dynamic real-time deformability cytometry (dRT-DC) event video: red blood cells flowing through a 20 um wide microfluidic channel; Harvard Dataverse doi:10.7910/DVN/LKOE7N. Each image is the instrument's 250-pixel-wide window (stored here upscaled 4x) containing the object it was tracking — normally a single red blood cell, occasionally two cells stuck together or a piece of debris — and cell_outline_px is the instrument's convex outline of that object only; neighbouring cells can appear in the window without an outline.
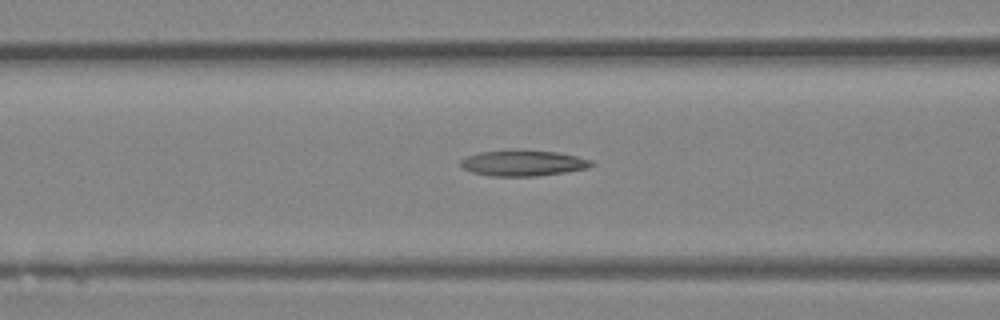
{"species": "Egyptian fruit bat (a non-hibernating species)", "species_latin": "Rousettus aegyptiacus", "temperature_condition": "room temperature", "stored_images_in_passage": 32, "camera_frame_rate_fps": 3000, "um_per_image_px": 0.085, "animal": {"sex": "female"}, "frame": {"image": 1, "passage_image": 16, "time_ms": 5.0, "image_size_px": [1000, 320], "cell_outline_px": [[596, 164], [588, 168], [564, 172], [536, 176], [492, 176], [472, 172], [464, 168], [460, 164], [460, 160], [468, 156], [480, 152], [556, 152], [576, 156], [592, 160]], "centroid_in_image_um": [44.5, 13.9], "position_along_channel_um": 122.1, "area_um2": 18.84}}
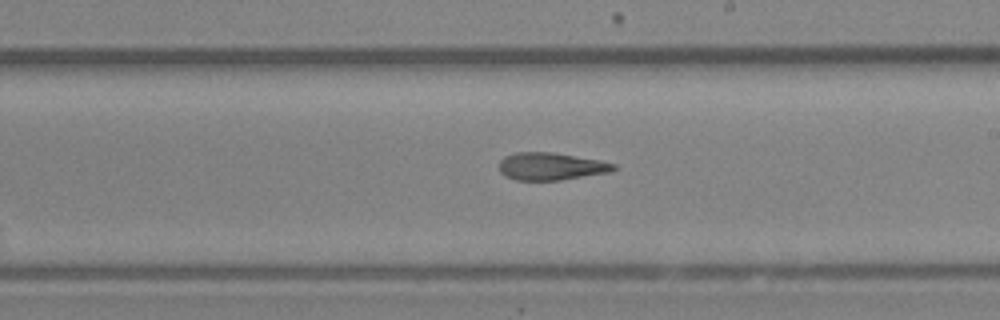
{"frame": {"image": 2, "passage_image": 23, "time_ms": 7.333, "image_size_px": [1000, 320], "cell_outline_px": [[616, 168], [612, 172], [560, 180], [516, 180], [504, 176], [500, 172], [500, 160], [504, 156], [516, 152], [552, 152], [600, 160], [616, 164]], "centroid_in_image_um": [46.84, 14.14], "position_along_channel_um": 242.2, "area_um2": 18.44}}
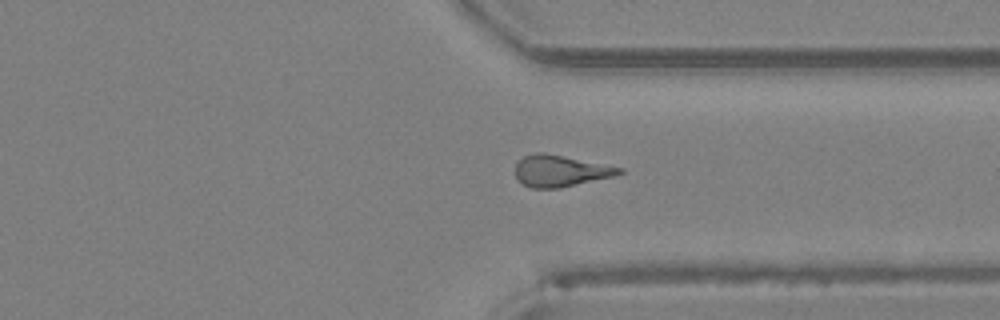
{"frame": {"image": 3, "passage_image": 30, "time_ms": 9.667, "image_size_px": [1000, 320], "cell_outline_px": [[624, 172], [616, 176], [560, 188], [532, 188], [516, 180], [516, 164], [524, 156], [536, 152], [544, 152], [624, 168]], "centroid_in_image_um": [47.65, 14.53], "position_along_channel_um": 363.8, "area_um2": 19.13}}